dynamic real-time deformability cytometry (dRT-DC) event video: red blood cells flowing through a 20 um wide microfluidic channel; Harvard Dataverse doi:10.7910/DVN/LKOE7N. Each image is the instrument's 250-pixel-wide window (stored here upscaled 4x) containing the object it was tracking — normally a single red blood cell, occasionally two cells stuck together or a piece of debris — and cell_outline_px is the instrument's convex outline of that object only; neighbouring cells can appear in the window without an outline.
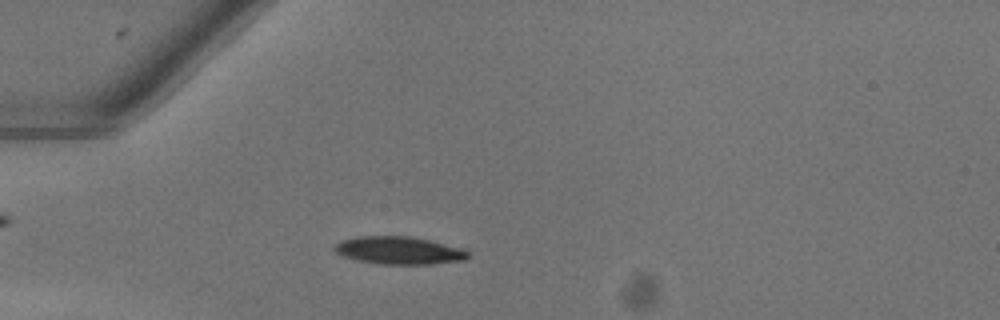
{"species": "common noctule bat (a hibernating species)", "species_latin": "Nyctalus noctula", "temperature_condition": "warm", "stored_images_in_passage": 40, "camera_frame_rate_fps": 3000, "um_per_image_px": 0.085, "animal": {"sex": "female"}, "frame": {"image": 1, "passage_image": 15, "time_ms": 4.667, "image_size_px": [1000, 320], "cell_outline_px": [[468, 256], [464, 260], [432, 264], [380, 264], [356, 260], [344, 256], [336, 252], [336, 244], [344, 240], [356, 236], [408, 236], [428, 240], [464, 248], [468, 252]], "centroid_in_image_um": [33.94, 21.29], "position_along_channel_um": 51.1, "area_um2": 21.33}}
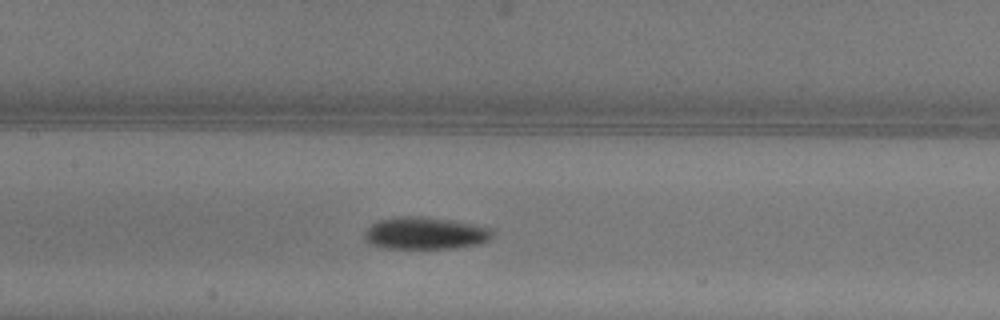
{"frame": {"image": 2, "passage_image": 25, "time_ms": 8.0, "image_size_px": [1000, 320], "cell_outline_px": [[496, 228], [492, 236], [488, 240], [480, 244], [456, 248], [384, 248], [368, 244], [364, 240], [364, 232], [372, 224], [380, 220], [404, 216], [420, 216], [484, 224]], "centroid_in_image_um": [36.23, 19.82], "position_along_channel_um": 171.2, "area_um2": 24.57}}
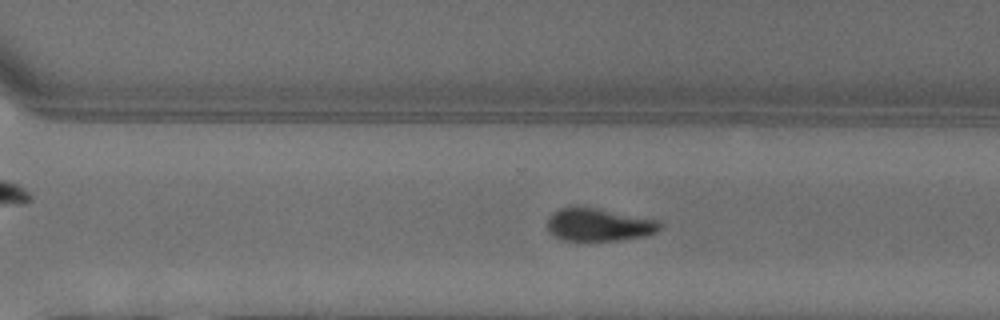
{"frame": {"image": 3, "passage_image": 36, "time_ms": 11.667, "image_size_px": [1000, 320], "cell_outline_px": [[660, 228], [656, 232], [644, 236], [620, 240], [588, 244], [576, 244], [552, 236], [548, 228], [548, 216], [552, 212], [560, 208], [576, 204], [660, 220]], "centroid_in_image_um": [50.82, 19.13], "position_along_channel_um": 319.8, "area_um2": 22.83}, "authors_computed_cell_mechanics": {"area_um2": 22.253, "velocity_mm_per_s": 4.0675, "shape_relaxation_time_tau1_ms": 3.635, "shape_relaxation_time_tau2_ms": null, "deformation_change_tau1": 0.1669, "deformation_change_tau2": null}}